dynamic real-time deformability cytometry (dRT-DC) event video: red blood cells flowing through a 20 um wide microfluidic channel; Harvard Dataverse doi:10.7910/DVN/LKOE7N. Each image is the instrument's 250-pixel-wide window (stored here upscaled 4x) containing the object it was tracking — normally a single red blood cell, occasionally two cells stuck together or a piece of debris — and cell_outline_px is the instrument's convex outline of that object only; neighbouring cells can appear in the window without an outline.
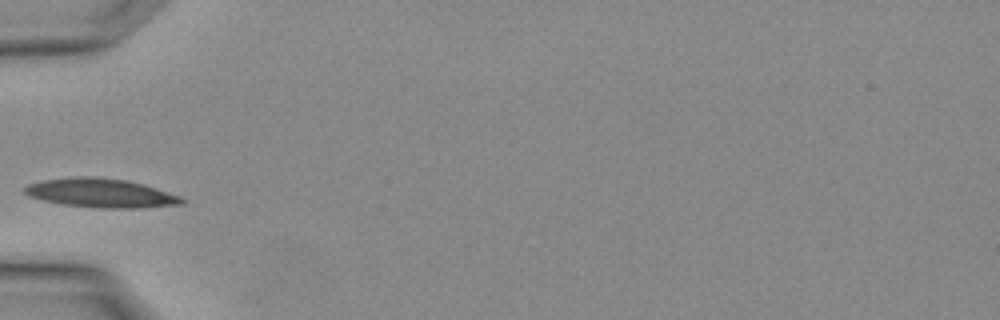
{"species": "Egyptian fruit bat (a non-hibernating species)", "species_latin": "Rousettus aegyptiacus", "temperature_condition": "warm", "stored_images_in_passage": 1, "camera_frame_rate_fps": 3000, "um_per_image_px": 0.085, "animal": {"sex": "female"}, "frame": {"image": 1, "passage_image": 1, "time_ms": 0.0, "image_size_px": [1000, 320], "cell_outline_px": [[184, 204], [140, 208], [100, 208], [60, 204], [28, 196], [24, 192], [24, 188], [28, 184], [44, 180], [68, 176], [96, 176], [128, 180], [144, 184], [180, 196], [184, 200]], "centroid_in_image_um": [8.56, 16.4], "position_along_channel_um": 76.4, "area_um2": 26.76}}